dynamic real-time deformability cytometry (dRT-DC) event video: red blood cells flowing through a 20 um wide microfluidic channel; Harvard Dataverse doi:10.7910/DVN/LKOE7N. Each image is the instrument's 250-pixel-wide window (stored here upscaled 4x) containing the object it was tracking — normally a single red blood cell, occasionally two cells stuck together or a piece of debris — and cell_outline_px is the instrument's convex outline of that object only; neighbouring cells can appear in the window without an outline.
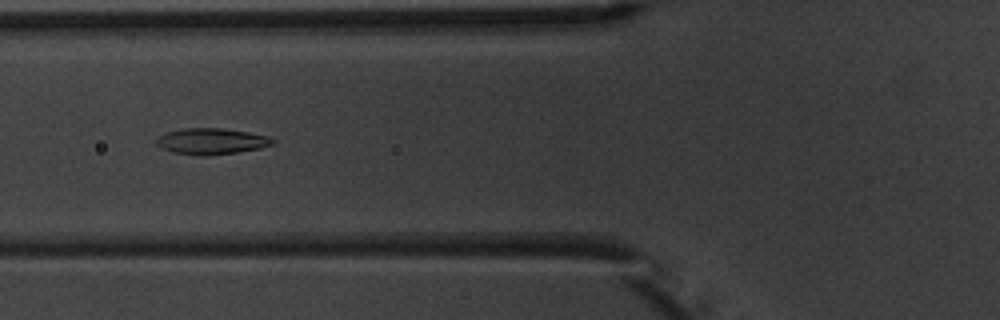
{"species": "common noctule bat (a hibernating species)", "species_latin": "Nyctalus noctula", "temperature_condition": "warm", "stored_images_in_passage": 6, "camera_frame_rate_fps": 3000, "um_per_image_px": 0.085, "animal": {"sex": "male", "body_mass_g": 20.1, "forearm_length_mm": 53.5}, "frame": {"image": 1, "passage_image": 6, "time_ms": 5.667, "image_size_px": [1000, 320], "cell_outline_px": [[276, 144], [260, 148], [236, 152], [208, 156], [200, 156], [176, 152], [164, 148], [156, 144], [156, 140], [160, 136], [168, 132], [184, 128], [224, 128], [248, 132], [268, 136], [276, 140]], "centroid_in_image_um": [18.04, 12.0], "position_along_channel_um": 107.8, "area_um2": 17.57}}